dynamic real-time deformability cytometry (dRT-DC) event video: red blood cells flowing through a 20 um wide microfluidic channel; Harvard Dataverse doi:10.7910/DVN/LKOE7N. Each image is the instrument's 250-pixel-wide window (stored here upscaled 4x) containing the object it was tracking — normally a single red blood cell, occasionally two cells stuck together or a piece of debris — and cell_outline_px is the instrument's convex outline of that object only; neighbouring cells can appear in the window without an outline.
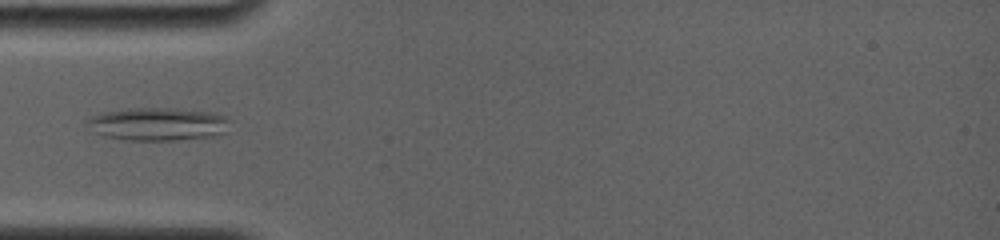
{"species": "common noctule bat (a hibernating species)", "species_latin": "Nyctalus noctula", "temperature_condition": "room temperature", "stored_images_in_passage": 32, "camera_frame_rate_fps": 4000, "um_per_image_px": 0.085, "animal": {"sex": "female", "body_mass_g": 19.0, "forearm_length_mm": 56.7}, "frame": {"image": 1, "passage_image": 10, "time_ms": 4.75, "image_size_px": [1000, 240], "cell_outline_px": [[228, 120], [224, 132], [212, 136], [176, 140], [124, 140], [104, 136], [96, 132], [88, 120], [92, 116], [108, 112], [136, 108], [164, 108], [208, 112], [224, 116]], "centroid_in_image_um": [13.43, 10.56], "position_along_channel_um": 71.6, "area_um2": 26.47}}
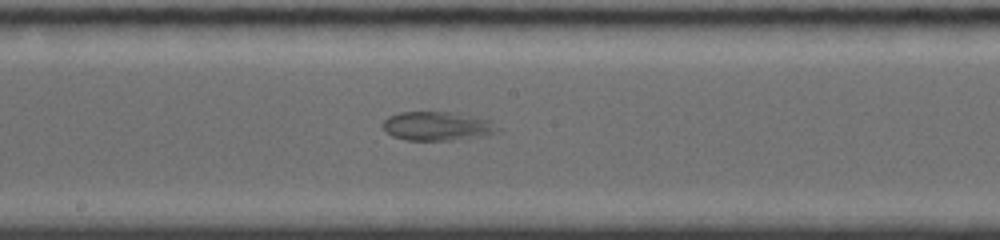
{"frame": {"image": 2, "passage_image": 17, "time_ms": 8.5, "image_size_px": [1000, 240], "cell_outline_px": [[504, 128], [496, 132], [476, 136], [452, 140], [408, 140], [392, 136], [384, 128], [384, 120], [388, 116], [400, 112], [452, 112], [488, 120]], "centroid_in_image_um": [37.16, 10.71], "position_along_channel_um": 211.0, "area_um2": 19.02}}
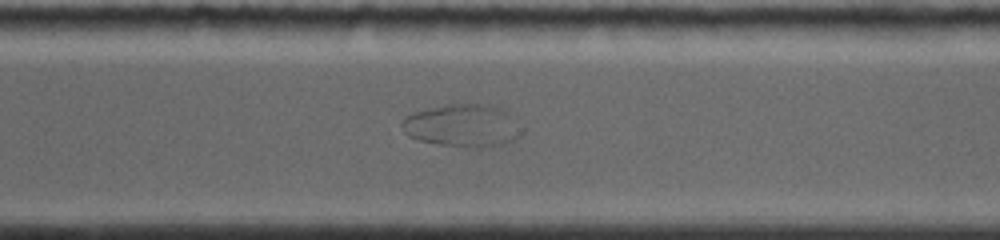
{"frame": {"image": 3, "passage_image": 23, "time_ms": 11.75, "image_size_px": [1000, 240], "cell_outline_px": [[520, 132], [512, 140], [500, 144], [440, 144], [420, 140], [408, 136], [404, 132], [400, 124], [400, 120], [404, 116], [416, 112], [444, 104], [488, 104], [512, 116]], "centroid_in_image_um": [39.18, 10.62], "position_along_channel_um": 331.4, "area_um2": 28.21}}